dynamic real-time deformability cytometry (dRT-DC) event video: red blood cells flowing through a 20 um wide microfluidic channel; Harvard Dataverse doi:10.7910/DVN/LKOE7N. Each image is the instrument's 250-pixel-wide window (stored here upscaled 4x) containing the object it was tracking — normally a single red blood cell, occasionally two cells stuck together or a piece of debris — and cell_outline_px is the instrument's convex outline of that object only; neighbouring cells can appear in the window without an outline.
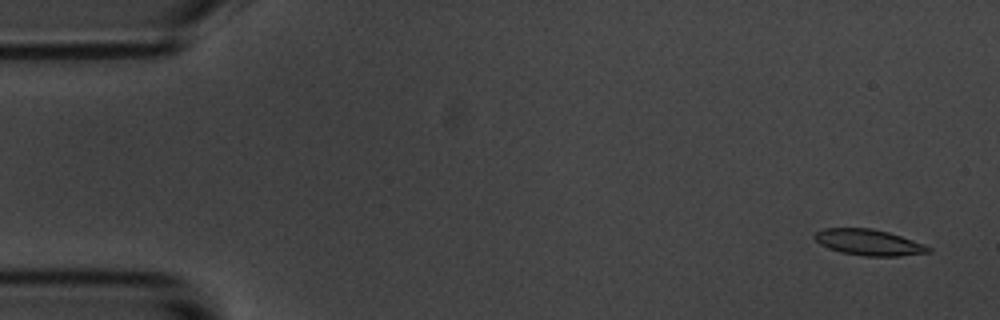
{"species": "common noctule bat (a hibernating species)", "species_latin": "Nyctalus noctula", "temperature_condition": "room temperature", "stored_images_in_passage": 5, "camera_frame_rate_fps": 3000, "um_per_image_px": 0.085, "animal": {"sex": "male", "body_mass_g": 20.1, "forearm_length_mm": 53.5}, "frame": {"image": 1, "passage_image": 1, "time_ms": 0.0, "image_size_px": [1000, 320], "cell_outline_px": [[932, 252], [900, 256], [864, 256], [840, 252], [828, 248], [820, 244], [812, 236], [816, 232], [824, 228], [872, 228], [888, 232], [924, 244], [932, 248]], "centroid_in_image_um": [73.84, 20.6], "position_along_channel_um": 11.2, "area_um2": 17.28}}
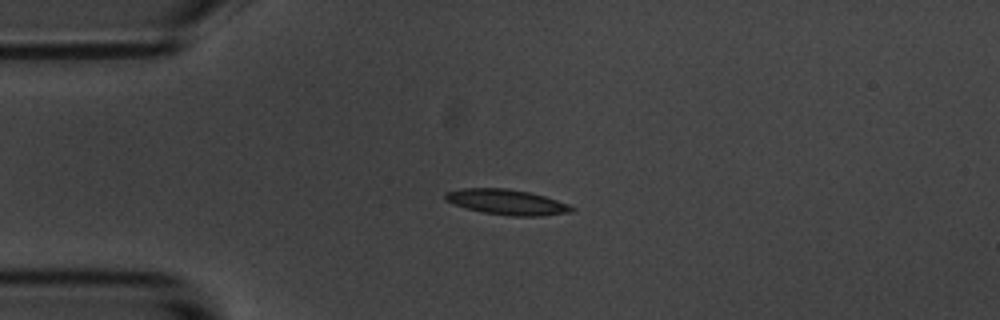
{"frame": {"image": 2, "passage_image": 4, "time_ms": 3.667, "image_size_px": [1000, 320], "cell_outline_px": [[576, 208], [572, 212], [540, 216], [508, 216], [484, 212], [452, 204], [444, 200], [444, 192], [460, 188], [508, 188], [528, 192], [544, 196], [568, 204]], "centroid_in_image_um": [43.05, 17.17], "position_along_channel_um": 42.0, "area_um2": 18.73}}